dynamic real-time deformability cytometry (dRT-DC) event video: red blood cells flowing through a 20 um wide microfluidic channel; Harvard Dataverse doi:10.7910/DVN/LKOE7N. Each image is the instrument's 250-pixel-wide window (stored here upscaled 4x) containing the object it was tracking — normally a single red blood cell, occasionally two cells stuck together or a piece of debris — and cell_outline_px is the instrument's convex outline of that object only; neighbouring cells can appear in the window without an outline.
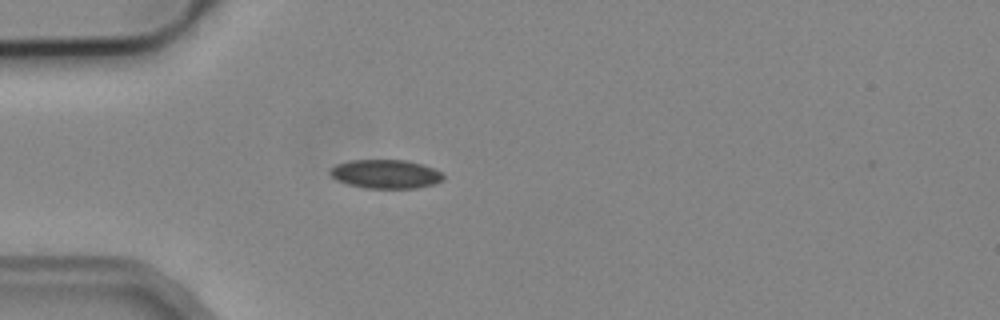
{"species": "common noctule bat (a hibernating species)", "species_latin": "Nyctalus noctula", "temperature_condition": "cold", "stored_images_in_passage": 4, "camera_frame_rate_fps": 3000, "um_per_image_px": 0.085, "animal": {"sex": "male", "body_mass_g": 19.2, "forearm_length_mm": 51.8}, "frame": {"image": 1, "passage_image": 4, "time_ms": 3.667, "image_size_px": [1000, 320], "cell_outline_px": [[444, 176], [440, 180], [432, 184], [416, 188], [364, 188], [348, 184], [336, 180], [328, 172], [336, 164], [352, 160], [404, 160], [420, 164], [432, 168], [440, 172]], "centroid_in_image_um": [32.73, 14.79], "position_along_channel_um": 52.3, "area_um2": 18.73}}